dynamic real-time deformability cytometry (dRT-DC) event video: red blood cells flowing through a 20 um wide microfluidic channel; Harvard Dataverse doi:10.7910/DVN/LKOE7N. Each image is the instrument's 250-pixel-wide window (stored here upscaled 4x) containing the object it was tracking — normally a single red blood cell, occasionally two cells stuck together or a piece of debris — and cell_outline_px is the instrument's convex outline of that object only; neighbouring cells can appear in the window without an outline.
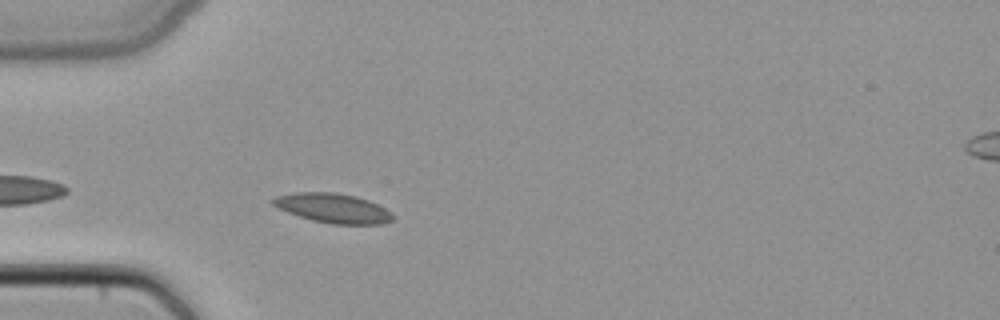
{"species": "common noctule bat (a hibernating species)", "species_latin": "Nyctalus noctula", "temperature_condition": "cold", "stored_images_in_passage": 35, "camera_frame_rate_fps": 3000, "um_per_image_px": 0.085, "animal": {"sex": "female", "body_mass_g": 22.7, "forearm_length_mm": 54.2}, "frame": {"image": 1, "passage_image": 3, "time_ms": 0.667, "image_size_px": [1000, 320], "cell_outline_px": [[392, 220], [384, 224], [332, 224], [312, 220], [288, 212], [272, 204], [272, 200], [276, 196], [292, 192], [332, 192], [356, 196], [368, 200], [384, 208], [392, 216]], "centroid_in_image_um": [28.28, 17.68], "position_along_channel_um": 56.7, "area_um2": 20.29}}
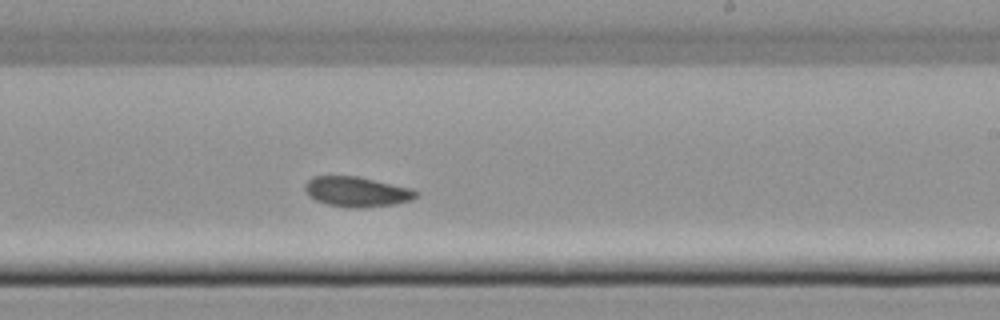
{"frame": {"image": 2, "passage_image": 18, "time_ms": 5.667, "image_size_px": [1000, 320], "cell_outline_px": [[420, 192], [412, 200], [392, 204], [360, 208], [348, 208], [328, 204], [316, 200], [308, 196], [304, 188], [304, 184], [312, 176], [360, 176], [412, 188]], "centroid_in_image_um": [30.32, 16.28], "position_along_channel_um": 258.7, "area_um2": 19.65}}
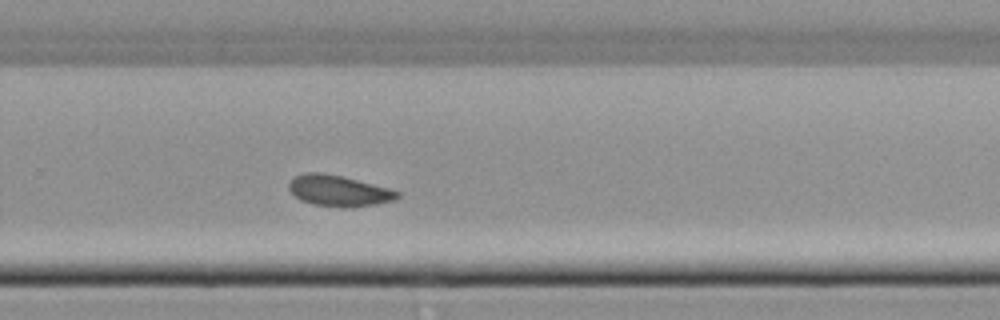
{"frame": {"image": 3, "passage_image": 21, "time_ms": 6.667, "image_size_px": [1000, 320], "cell_outline_px": [[400, 196], [392, 200], [376, 204], [352, 208], [340, 208], [312, 204], [300, 200], [288, 188], [288, 180], [304, 172], [324, 172], [344, 176], [388, 188], [400, 192]], "centroid_in_image_um": [28.76, 16.21], "position_along_channel_um": 301.0, "area_um2": 19.88}}